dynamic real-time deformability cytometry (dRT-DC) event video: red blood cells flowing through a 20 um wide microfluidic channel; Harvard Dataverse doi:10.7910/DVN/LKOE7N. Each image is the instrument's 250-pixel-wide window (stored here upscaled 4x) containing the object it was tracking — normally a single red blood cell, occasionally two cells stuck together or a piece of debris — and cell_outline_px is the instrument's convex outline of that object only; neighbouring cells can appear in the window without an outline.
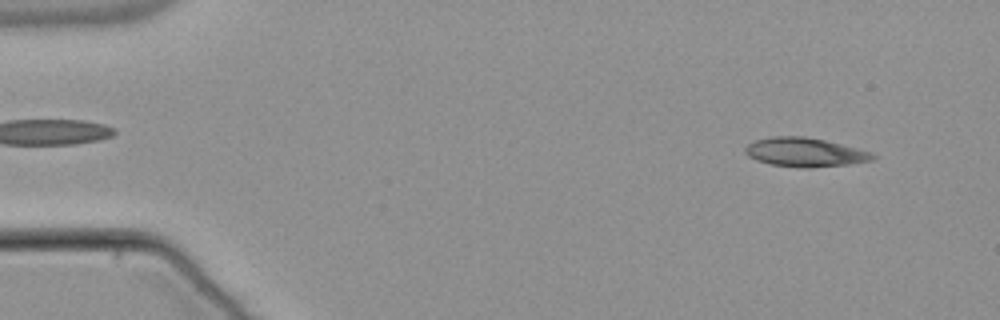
{"species": "common noctule bat (a hibernating species)", "species_latin": "Nyctalus noctula", "temperature_condition": "warm", "stored_images_in_passage": 52, "camera_frame_rate_fps": 3000, "um_per_image_px": 0.085, "animal": {"sex": "male", "body_mass_g": 21.5, "forearm_length_mm": 52.0}, "frame": {"image": 1, "passage_image": 4, "time_ms": 1.0, "image_size_px": [1000, 320], "cell_outline_px": [[876, 156], [872, 160], [848, 164], [808, 168], [800, 168], [772, 164], [756, 160], [748, 156], [744, 152], [744, 148], [748, 144], [756, 140], [772, 136], [804, 136], [824, 140], [872, 152]], "centroid_in_image_um": [68.39, 12.94], "position_along_channel_um": 16.6, "area_um2": 21.39}}
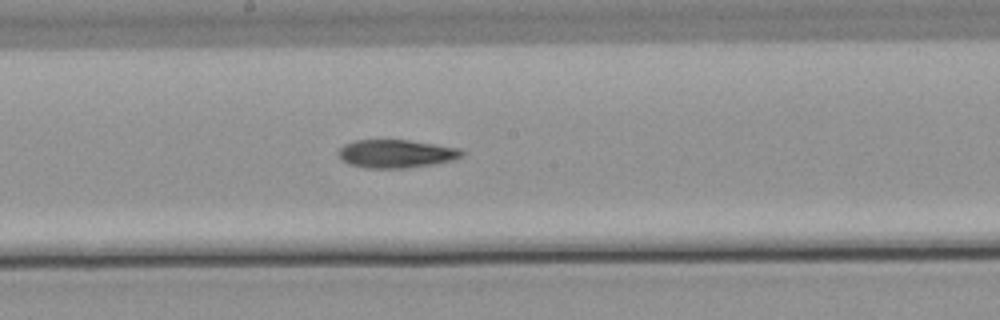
{"frame": {"image": 2, "passage_image": 28, "time_ms": 9.0, "image_size_px": [1000, 320], "cell_outline_px": [[464, 156], [452, 160], [432, 164], [404, 168], [368, 168], [348, 164], [340, 160], [336, 152], [344, 144], [356, 140], [408, 140], [460, 148], [464, 152]], "centroid_in_image_um": [33.63, 13.06], "position_along_channel_um": 214.6, "area_um2": 20.35}}
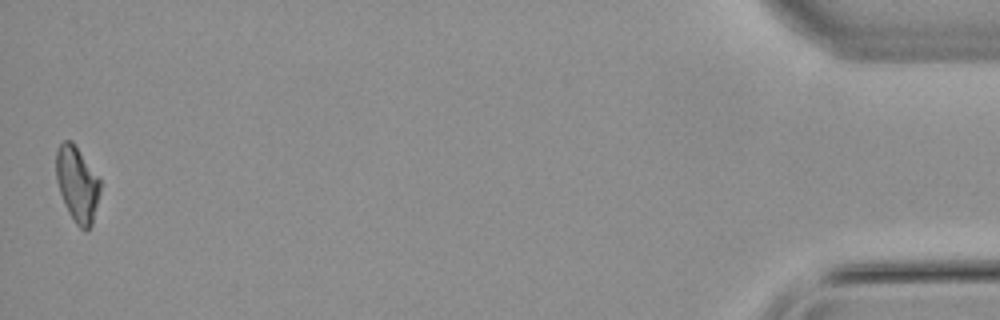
{"frame": {"image": 3, "passage_image": 52, "time_ms": 17.0, "image_size_px": [1000, 320], "cell_outline_px": [[100, 192], [92, 224], [84, 232], [76, 224], [68, 212], [60, 192], [56, 180], [56, 148], [64, 140], [72, 140], [100, 180]], "centroid_in_image_um": [6.55, 15.65], "position_along_channel_um": 428.7, "area_um2": 19.25}, "authors_computed_cell_mechanics": {"area_um2": 20.4612, "velocity_mm_per_s": 3.849, "shape_relaxation_time_tau1_ms": null, "shape_relaxation_time_tau2_ms": 7.2245, "deformation_change_tau1": null, "deformation_change_tau2": 0.1766}}